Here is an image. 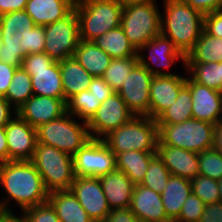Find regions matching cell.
Segmentation results:
<instances>
[{"label":"cell","mask_w":222,"mask_h":222,"mask_svg":"<svg viewBox=\"0 0 222 222\" xmlns=\"http://www.w3.org/2000/svg\"><path fill=\"white\" fill-rule=\"evenodd\" d=\"M0 188L5 193L0 198V212L3 213H14L12 202L21 212L47 202L49 197L42 177L31 160L0 163Z\"/></svg>","instance_id":"1"},{"label":"cell","mask_w":222,"mask_h":222,"mask_svg":"<svg viewBox=\"0 0 222 222\" xmlns=\"http://www.w3.org/2000/svg\"><path fill=\"white\" fill-rule=\"evenodd\" d=\"M162 2L161 34L169 38L186 57L203 31L204 15L194 10L184 0H162Z\"/></svg>","instance_id":"2"},{"label":"cell","mask_w":222,"mask_h":222,"mask_svg":"<svg viewBox=\"0 0 222 222\" xmlns=\"http://www.w3.org/2000/svg\"><path fill=\"white\" fill-rule=\"evenodd\" d=\"M80 40L92 42L120 26L124 4L120 0H80L74 7Z\"/></svg>","instance_id":"3"},{"label":"cell","mask_w":222,"mask_h":222,"mask_svg":"<svg viewBox=\"0 0 222 222\" xmlns=\"http://www.w3.org/2000/svg\"><path fill=\"white\" fill-rule=\"evenodd\" d=\"M115 154L130 150L156 152L158 143V125L148 116H133L118 129L110 131L102 138Z\"/></svg>","instance_id":"4"},{"label":"cell","mask_w":222,"mask_h":222,"mask_svg":"<svg viewBox=\"0 0 222 222\" xmlns=\"http://www.w3.org/2000/svg\"><path fill=\"white\" fill-rule=\"evenodd\" d=\"M158 1L124 4L120 26L138 51L161 34V8Z\"/></svg>","instance_id":"5"},{"label":"cell","mask_w":222,"mask_h":222,"mask_svg":"<svg viewBox=\"0 0 222 222\" xmlns=\"http://www.w3.org/2000/svg\"><path fill=\"white\" fill-rule=\"evenodd\" d=\"M37 143L74 154L90 139L87 123L66 112L60 118L36 128Z\"/></svg>","instance_id":"6"},{"label":"cell","mask_w":222,"mask_h":222,"mask_svg":"<svg viewBox=\"0 0 222 222\" xmlns=\"http://www.w3.org/2000/svg\"><path fill=\"white\" fill-rule=\"evenodd\" d=\"M157 125V145H171L195 153L213 148L215 125L212 123L191 118L182 123Z\"/></svg>","instance_id":"7"},{"label":"cell","mask_w":222,"mask_h":222,"mask_svg":"<svg viewBox=\"0 0 222 222\" xmlns=\"http://www.w3.org/2000/svg\"><path fill=\"white\" fill-rule=\"evenodd\" d=\"M31 161L49 193L70 190L75 179L72 156L55 147L37 143Z\"/></svg>","instance_id":"8"},{"label":"cell","mask_w":222,"mask_h":222,"mask_svg":"<svg viewBox=\"0 0 222 222\" xmlns=\"http://www.w3.org/2000/svg\"><path fill=\"white\" fill-rule=\"evenodd\" d=\"M21 67L31 77L33 95L55 97L64 101L59 62L41 52L24 57Z\"/></svg>","instance_id":"9"},{"label":"cell","mask_w":222,"mask_h":222,"mask_svg":"<svg viewBox=\"0 0 222 222\" xmlns=\"http://www.w3.org/2000/svg\"><path fill=\"white\" fill-rule=\"evenodd\" d=\"M138 62L153 76L187 75L186 73L172 72L170 69L177 63L185 68V56L175 47L172 41L162 34L149 40L137 51ZM148 57V58H147ZM180 61V62H179ZM184 64V65H183Z\"/></svg>","instance_id":"10"},{"label":"cell","mask_w":222,"mask_h":222,"mask_svg":"<svg viewBox=\"0 0 222 222\" xmlns=\"http://www.w3.org/2000/svg\"><path fill=\"white\" fill-rule=\"evenodd\" d=\"M79 42V22L75 9L65 18L45 26L43 52L54 61L73 56Z\"/></svg>","instance_id":"11"},{"label":"cell","mask_w":222,"mask_h":222,"mask_svg":"<svg viewBox=\"0 0 222 222\" xmlns=\"http://www.w3.org/2000/svg\"><path fill=\"white\" fill-rule=\"evenodd\" d=\"M75 177H96L116 169V155L102 139L90 138L73 156Z\"/></svg>","instance_id":"12"},{"label":"cell","mask_w":222,"mask_h":222,"mask_svg":"<svg viewBox=\"0 0 222 222\" xmlns=\"http://www.w3.org/2000/svg\"><path fill=\"white\" fill-rule=\"evenodd\" d=\"M153 75L139 62L117 92L135 116L150 117V84Z\"/></svg>","instance_id":"13"},{"label":"cell","mask_w":222,"mask_h":222,"mask_svg":"<svg viewBox=\"0 0 222 222\" xmlns=\"http://www.w3.org/2000/svg\"><path fill=\"white\" fill-rule=\"evenodd\" d=\"M135 116L117 92L109 96L87 123L92 139H102L110 131L118 129Z\"/></svg>","instance_id":"14"},{"label":"cell","mask_w":222,"mask_h":222,"mask_svg":"<svg viewBox=\"0 0 222 222\" xmlns=\"http://www.w3.org/2000/svg\"><path fill=\"white\" fill-rule=\"evenodd\" d=\"M70 191L94 222H103L110 212L99 178L75 177Z\"/></svg>","instance_id":"15"},{"label":"cell","mask_w":222,"mask_h":222,"mask_svg":"<svg viewBox=\"0 0 222 222\" xmlns=\"http://www.w3.org/2000/svg\"><path fill=\"white\" fill-rule=\"evenodd\" d=\"M8 161L32 160L37 144L36 129L17 114L5 125Z\"/></svg>","instance_id":"16"},{"label":"cell","mask_w":222,"mask_h":222,"mask_svg":"<svg viewBox=\"0 0 222 222\" xmlns=\"http://www.w3.org/2000/svg\"><path fill=\"white\" fill-rule=\"evenodd\" d=\"M186 86L192 97V117L194 119L216 124L222 119V92L216 91L197 82L188 75Z\"/></svg>","instance_id":"17"},{"label":"cell","mask_w":222,"mask_h":222,"mask_svg":"<svg viewBox=\"0 0 222 222\" xmlns=\"http://www.w3.org/2000/svg\"><path fill=\"white\" fill-rule=\"evenodd\" d=\"M16 111L21 119L36 129L64 115L66 103L60 98L33 95Z\"/></svg>","instance_id":"18"},{"label":"cell","mask_w":222,"mask_h":222,"mask_svg":"<svg viewBox=\"0 0 222 222\" xmlns=\"http://www.w3.org/2000/svg\"><path fill=\"white\" fill-rule=\"evenodd\" d=\"M187 75L154 76L150 84V118L156 120L177 100Z\"/></svg>","instance_id":"19"},{"label":"cell","mask_w":222,"mask_h":222,"mask_svg":"<svg viewBox=\"0 0 222 222\" xmlns=\"http://www.w3.org/2000/svg\"><path fill=\"white\" fill-rule=\"evenodd\" d=\"M129 208L140 222H171L165 212L161 194L143 185H135Z\"/></svg>","instance_id":"20"},{"label":"cell","mask_w":222,"mask_h":222,"mask_svg":"<svg viewBox=\"0 0 222 222\" xmlns=\"http://www.w3.org/2000/svg\"><path fill=\"white\" fill-rule=\"evenodd\" d=\"M156 154L171 175L189 180L199 175L198 153L171 145H157Z\"/></svg>","instance_id":"21"},{"label":"cell","mask_w":222,"mask_h":222,"mask_svg":"<svg viewBox=\"0 0 222 222\" xmlns=\"http://www.w3.org/2000/svg\"><path fill=\"white\" fill-rule=\"evenodd\" d=\"M110 209L128 208L131 203L134 184L119 169L99 177Z\"/></svg>","instance_id":"22"},{"label":"cell","mask_w":222,"mask_h":222,"mask_svg":"<svg viewBox=\"0 0 222 222\" xmlns=\"http://www.w3.org/2000/svg\"><path fill=\"white\" fill-rule=\"evenodd\" d=\"M74 7L71 0H28L24 10L35 25L46 26L68 16Z\"/></svg>","instance_id":"23"},{"label":"cell","mask_w":222,"mask_h":222,"mask_svg":"<svg viewBox=\"0 0 222 222\" xmlns=\"http://www.w3.org/2000/svg\"><path fill=\"white\" fill-rule=\"evenodd\" d=\"M59 66L64 92V102L66 103L73 95L88 90L94 76L89 74L74 56L59 61Z\"/></svg>","instance_id":"24"},{"label":"cell","mask_w":222,"mask_h":222,"mask_svg":"<svg viewBox=\"0 0 222 222\" xmlns=\"http://www.w3.org/2000/svg\"><path fill=\"white\" fill-rule=\"evenodd\" d=\"M191 193L189 179L174 175L170 176L165 190L161 193V199L166 215L171 222H174L179 217L182 206Z\"/></svg>","instance_id":"25"},{"label":"cell","mask_w":222,"mask_h":222,"mask_svg":"<svg viewBox=\"0 0 222 222\" xmlns=\"http://www.w3.org/2000/svg\"><path fill=\"white\" fill-rule=\"evenodd\" d=\"M48 202L60 222H94L70 190L50 192Z\"/></svg>","instance_id":"26"},{"label":"cell","mask_w":222,"mask_h":222,"mask_svg":"<svg viewBox=\"0 0 222 222\" xmlns=\"http://www.w3.org/2000/svg\"><path fill=\"white\" fill-rule=\"evenodd\" d=\"M156 152L126 151L116 155V168L122 170L134 185H140Z\"/></svg>","instance_id":"27"},{"label":"cell","mask_w":222,"mask_h":222,"mask_svg":"<svg viewBox=\"0 0 222 222\" xmlns=\"http://www.w3.org/2000/svg\"><path fill=\"white\" fill-rule=\"evenodd\" d=\"M74 58L94 77H101L106 71L112 57L93 42L80 40Z\"/></svg>","instance_id":"28"},{"label":"cell","mask_w":222,"mask_h":222,"mask_svg":"<svg viewBox=\"0 0 222 222\" xmlns=\"http://www.w3.org/2000/svg\"><path fill=\"white\" fill-rule=\"evenodd\" d=\"M92 42L112 59L137 57V50L129 42L121 26L110 29Z\"/></svg>","instance_id":"29"},{"label":"cell","mask_w":222,"mask_h":222,"mask_svg":"<svg viewBox=\"0 0 222 222\" xmlns=\"http://www.w3.org/2000/svg\"><path fill=\"white\" fill-rule=\"evenodd\" d=\"M185 58L186 63L222 62V38L213 37L203 30Z\"/></svg>","instance_id":"30"},{"label":"cell","mask_w":222,"mask_h":222,"mask_svg":"<svg viewBox=\"0 0 222 222\" xmlns=\"http://www.w3.org/2000/svg\"><path fill=\"white\" fill-rule=\"evenodd\" d=\"M183 70L194 82L222 92V62L185 63Z\"/></svg>","instance_id":"31"},{"label":"cell","mask_w":222,"mask_h":222,"mask_svg":"<svg viewBox=\"0 0 222 222\" xmlns=\"http://www.w3.org/2000/svg\"><path fill=\"white\" fill-rule=\"evenodd\" d=\"M192 117V97L190 89L185 85L179 92L177 100L157 119V124H177L188 121Z\"/></svg>","instance_id":"32"},{"label":"cell","mask_w":222,"mask_h":222,"mask_svg":"<svg viewBox=\"0 0 222 222\" xmlns=\"http://www.w3.org/2000/svg\"><path fill=\"white\" fill-rule=\"evenodd\" d=\"M101 103L90 94L89 90L82 91L70 97L66 102V112L88 123L95 115Z\"/></svg>","instance_id":"33"},{"label":"cell","mask_w":222,"mask_h":222,"mask_svg":"<svg viewBox=\"0 0 222 222\" xmlns=\"http://www.w3.org/2000/svg\"><path fill=\"white\" fill-rule=\"evenodd\" d=\"M31 96H33L31 77L22 67H19L13 75L5 98L17 110Z\"/></svg>","instance_id":"34"},{"label":"cell","mask_w":222,"mask_h":222,"mask_svg":"<svg viewBox=\"0 0 222 222\" xmlns=\"http://www.w3.org/2000/svg\"><path fill=\"white\" fill-rule=\"evenodd\" d=\"M137 63L138 57L112 59L110 65L101 77L114 92H118L132 68Z\"/></svg>","instance_id":"35"},{"label":"cell","mask_w":222,"mask_h":222,"mask_svg":"<svg viewBox=\"0 0 222 222\" xmlns=\"http://www.w3.org/2000/svg\"><path fill=\"white\" fill-rule=\"evenodd\" d=\"M1 46H0V61L8 65L21 67L23 56V49L20 48V40L22 34L17 32L14 34L0 33Z\"/></svg>","instance_id":"36"},{"label":"cell","mask_w":222,"mask_h":222,"mask_svg":"<svg viewBox=\"0 0 222 222\" xmlns=\"http://www.w3.org/2000/svg\"><path fill=\"white\" fill-rule=\"evenodd\" d=\"M171 173L163 164V161L156 155L149 164L145 173V178L141 185L152 189L155 192L162 193L165 190Z\"/></svg>","instance_id":"37"},{"label":"cell","mask_w":222,"mask_h":222,"mask_svg":"<svg viewBox=\"0 0 222 222\" xmlns=\"http://www.w3.org/2000/svg\"><path fill=\"white\" fill-rule=\"evenodd\" d=\"M35 26L32 18L25 10L6 13L0 16V33L16 34L32 30Z\"/></svg>","instance_id":"38"},{"label":"cell","mask_w":222,"mask_h":222,"mask_svg":"<svg viewBox=\"0 0 222 222\" xmlns=\"http://www.w3.org/2000/svg\"><path fill=\"white\" fill-rule=\"evenodd\" d=\"M199 175L214 180L222 178V154L214 148L198 153Z\"/></svg>","instance_id":"39"},{"label":"cell","mask_w":222,"mask_h":222,"mask_svg":"<svg viewBox=\"0 0 222 222\" xmlns=\"http://www.w3.org/2000/svg\"><path fill=\"white\" fill-rule=\"evenodd\" d=\"M190 182L192 193L197 195L205 205L220 201L217 180L198 175L190 180Z\"/></svg>","instance_id":"40"},{"label":"cell","mask_w":222,"mask_h":222,"mask_svg":"<svg viewBox=\"0 0 222 222\" xmlns=\"http://www.w3.org/2000/svg\"><path fill=\"white\" fill-rule=\"evenodd\" d=\"M20 48L23 49V56L29 54L41 53L45 45V26L35 25L32 30H26L21 33Z\"/></svg>","instance_id":"41"},{"label":"cell","mask_w":222,"mask_h":222,"mask_svg":"<svg viewBox=\"0 0 222 222\" xmlns=\"http://www.w3.org/2000/svg\"><path fill=\"white\" fill-rule=\"evenodd\" d=\"M21 214L26 222H60L53 206L47 201L33 207H29Z\"/></svg>","instance_id":"42"},{"label":"cell","mask_w":222,"mask_h":222,"mask_svg":"<svg viewBox=\"0 0 222 222\" xmlns=\"http://www.w3.org/2000/svg\"><path fill=\"white\" fill-rule=\"evenodd\" d=\"M205 206L197 195L191 193L184 202L179 217L174 222H199Z\"/></svg>","instance_id":"43"},{"label":"cell","mask_w":222,"mask_h":222,"mask_svg":"<svg viewBox=\"0 0 222 222\" xmlns=\"http://www.w3.org/2000/svg\"><path fill=\"white\" fill-rule=\"evenodd\" d=\"M203 30L213 37L222 38V10L204 15Z\"/></svg>","instance_id":"44"},{"label":"cell","mask_w":222,"mask_h":222,"mask_svg":"<svg viewBox=\"0 0 222 222\" xmlns=\"http://www.w3.org/2000/svg\"><path fill=\"white\" fill-rule=\"evenodd\" d=\"M88 90L101 104L114 93L113 89L104 81V79L97 76L93 77Z\"/></svg>","instance_id":"45"},{"label":"cell","mask_w":222,"mask_h":222,"mask_svg":"<svg viewBox=\"0 0 222 222\" xmlns=\"http://www.w3.org/2000/svg\"><path fill=\"white\" fill-rule=\"evenodd\" d=\"M194 10L199 11L203 15L211 12L222 10V0H184Z\"/></svg>","instance_id":"46"},{"label":"cell","mask_w":222,"mask_h":222,"mask_svg":"<svg viewBox=\"0 0 222 222\" xmlns=\"http://www.w3.org/2000/svg\"><path fill=\"white\" fill-rule=\"evenodd\" d=\"M103 222H140L137 216L128 208L111 209Z\"/></svg>","instance_id":"47"},{"label":"cell","mask_w":222,"mask_h":222,"mask_svg":"<svg viewBox=\"0 0 222 222\" xmlns=\"http://www.w3.org/2000/svg\"><path fill=\"white\" fill-rule=\"evenodd\" d=\"M18 67L0 61V96L5 97L13 75Z\"/></svg>","instance_id":"48"},{"label":"cell","mask_w":222,"mask_h":222,"mask_svg":"<svg viewBox=\"0 0 222 222\" xmlns=\"http://www.w3.org/2000/svg\"><path fill=\"white\" fill-rule=\"evenodd\" d=\"M17 114L16 109L3 96H0V127L5 125Z\"/></svg>","instance_id":"49"},{"label":"cell","mask_w":222,"mask_h":222,"mask_svg":"<svg viewBox=\"0 0 222 222\" xmlns=\"http://www.w3.org/2000/svg\"><path fill=\"white\" fill-rule=\"evenodd\" d=\"M28 0H0V16L6 13L24 10Z\"/></svg>","instance_id":"50"},{"label":"cell","mask_w":222,"mask_h":222,"mask_svg":"<svg viewBox=\"0 0 222 222\" xmlns=\"http://www.w3.org/2000/svg\"><path fill=\"white\" fill-rule=\"evenodd\" d=\"M8 162V144L5 128L0 127V163Z\"/></svg>","instance_id":"51"},{"label":"cell","mask_w":222,"mask_h":222,"mask_svg":"<svg viewBox=\"0 0 222 222\" xmlns=\"http://www.w3.org/2000/svg\"><path fill=\"white\" fill-rule=\"evenodd\" d=\"M213 148L222 154V119L215 124Z\"/></svg>","instance_id":"52"},{"label":"cell","mask_w":222,"mask_h":222,"mask_svg":"<svg viewBox=\"0 0 222 222\" xmlns=\"http://www.w3.org/2000/svg\"><path fill=\"white\" fill-rule=\"evenodd\" d=\"M5 222H26L24 217L19 213H5Z\"/></svg>","instance_id":"53"},{"label":"cell","mask_w":222,"mask_h":222,"mask_svg":"<svg viewBox=\"0 0 222 222\" xmlns=\"http://www.w3.org/2000/svg\"><path fill=\"white\" fill-rule=\"evenodd\" d=\"M123 4L127 3H137V2H150V1H157V0H120Z\"/></svg>","instance_id":"54"},{"label":"cell","mask_w":222,"mask_h":222,"mask_svg":"<svg viewBox=\"0 0 222 222\" xmlns=\"http://www.w3.org/2000/svg\"><path fill=\"white\" fill-rule=\"evenodd\" d=\"M218 189L220 194V201L222 202V178L218 180Z\"/></svg>","instance_id":"55"},{"label":"cell","mask_w":222,"mask_h":222,"mask_svg":"<svg viewBox=\"0 0 222 222\" xmlns=\"http://www.w3.org/2000/svg\"><path fill=\"white\" fill-rule=\"evenodd\" d=\"M0 222H5V213L0 212Z\"/></svg>","instance_id":"56"},{"label":"cell","mask_w":222,"mask_h":222,"mask_svg":"<svg viewBox=\"0 0 222 222\" xmlns=\"http://www.w3.org/2000/svg\"><path fill=\"white\" fill-rule=\"evenodd\" d=\"M74 4L78 3L80 0H71Z\"/></svg>","instance_id":"57"}]
</instances>
